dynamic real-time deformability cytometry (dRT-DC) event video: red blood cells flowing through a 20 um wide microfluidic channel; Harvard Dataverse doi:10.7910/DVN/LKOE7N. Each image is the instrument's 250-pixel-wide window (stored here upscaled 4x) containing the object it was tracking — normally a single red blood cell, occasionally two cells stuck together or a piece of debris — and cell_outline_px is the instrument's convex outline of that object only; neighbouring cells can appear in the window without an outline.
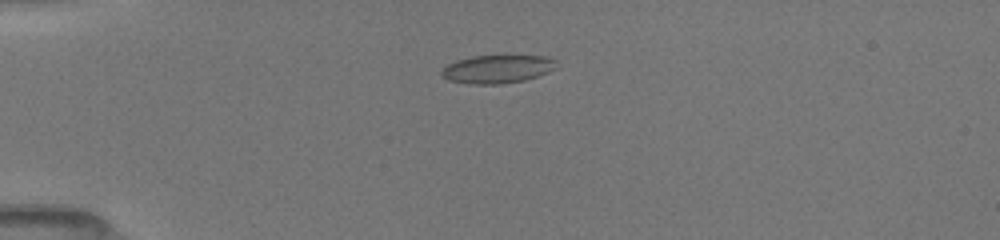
{"species": "common noctule bat (a hibernating species)", "species_latin": "Nyctalus noctula", "temperature_condition": "room temperature", "stored_images_in_passage": 9, "camera_frame_rate_fps": 3000, "um_per_image_px": 0.085, "animal": {"sex": "female", "body_mass_g": 19.5, "forearm_length_mm": 54.1}, "frame": {"image": 1, "passage_image": 1, "time_ms": 0.0, "image_size_px": [1000, 240], "cell_outline_px": [[556, 68], [548, 72], [524, 80], [500, 84], [468, 84], [448, 80], [440, 76], [440, 72], [448, 64], [456, 60], [472, 56], [544, 56], [556, 60]], "centroid_in_image_um": [42.23, 5.88], "position_along_channel_um": 42.8, "area_um2": 18.84}}